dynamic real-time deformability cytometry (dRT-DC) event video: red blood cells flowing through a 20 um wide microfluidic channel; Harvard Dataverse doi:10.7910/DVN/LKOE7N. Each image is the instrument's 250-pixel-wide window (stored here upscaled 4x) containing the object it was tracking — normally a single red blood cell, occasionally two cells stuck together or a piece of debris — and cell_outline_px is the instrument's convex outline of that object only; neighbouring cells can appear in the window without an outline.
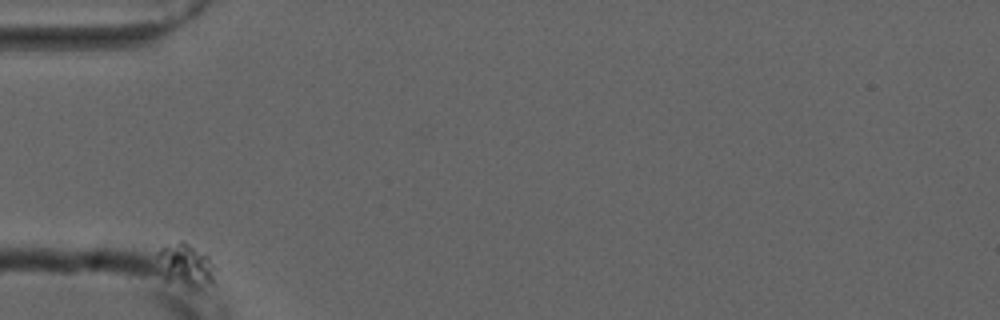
{"species": "common noctule bat (a hibernating species)", "species_latin": "Nyctalus noctula", "temperature_condition": "cold", "stored_images_in_passage": 45, "camera_frame_rate_fps": 3000, "um_per_image_px": 0.085, "animal": {"sex": "male", "forearm_length_mm": 52.5}, "frame": {"image": 1, "passage_image": 1, "time_ms": 0.0, "image_size_px": [1000, 320], "cell_outline_px": [[216, 284], [188, 284], [168, 268], [156, 256], [156, 252], [164, 244], [180, 240], [184, 240], [204, 252], [208, 256], [216, 268]], "centroid_in_image_um": [15.97, 22.33], "position_along_channel_um": 69.0, "area_um2": 12.77}}
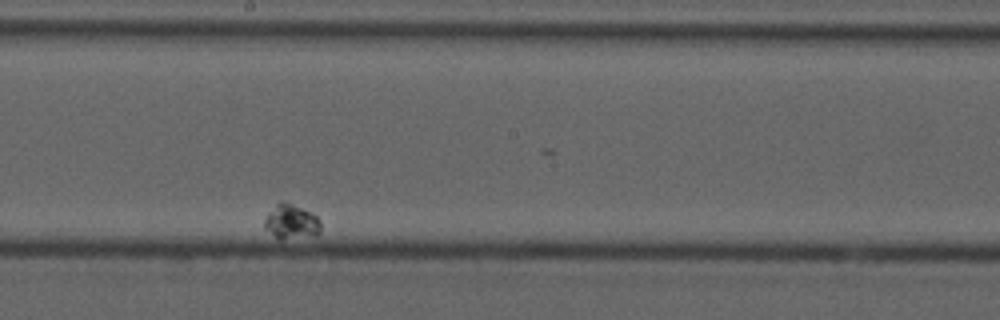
{"frame": {"image": 2, "passage_image": 26, "time_ms": 8.333, "image_size_px": [1000, 320], "cell_outline_px": [[320, 232], [316, 236], [276, 236], [264, 228], [264, 220], [268, 212], [280, 200], [284, 200], [316, 216], [320, 220]], "centroid_in_image_um": [24.75, 18.79], "position_along_channel_um": 223.5, "area_um2": 10.81}}
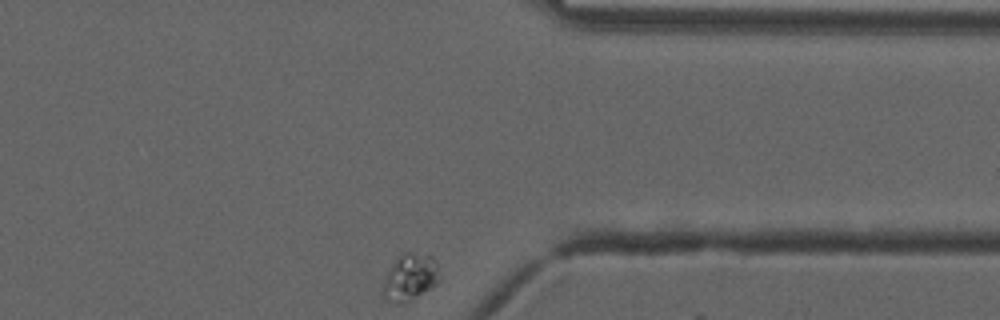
{"frame": {"image": 3, "passage_image": 45, "time_ms": 14.667, "image_size_px": [1000, 320], "cell_outline_px": [[440, 280], [432, 288], [412, 300], [396, 300], [380, 292], [384, 276], [392, 264], [404, 252], [412, 252], [432, 256], [436, 264]], "centroid_in_image_um": [34.87, 23.52], "position_along_channel_um": 376.5, "area_um2": 14.97}}